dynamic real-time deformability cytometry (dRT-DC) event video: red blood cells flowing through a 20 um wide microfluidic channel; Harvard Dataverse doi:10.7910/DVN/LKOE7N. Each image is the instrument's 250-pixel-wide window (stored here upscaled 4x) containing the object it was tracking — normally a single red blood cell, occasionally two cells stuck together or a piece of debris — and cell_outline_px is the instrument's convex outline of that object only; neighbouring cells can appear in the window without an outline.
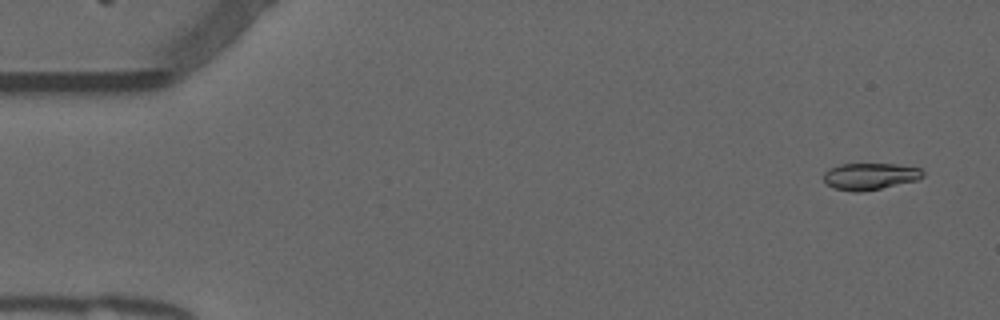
{"species": "common noctule bat (a hibernating species)", "species_latin": "Nyctalus noctula", "temperature_condition": "warm", "stored_images_in_passage": 54, "camera_frame_rate_fps": 3000, "um_per_image_px": 0.085, "animal": {"sex": "male", "forearm_length_mm": 52.5}, "frame": {"image": 1, "passage_image": 3, "time_ms": 0.667, "image_size_px": [1000, 320], "cell_outline_px": [[924, 176], [916, 180], [880, 188], [860, 192], [852, 192], [832, 188], [824, 180], [824, 172], [828, 168], [840, 164], [896, 164], [920, 168], [924, 172]], "centroid_in_image_um": [73.92, 14.98], "position_along_channel_um": 11.1, "area_um2": 15.43}}
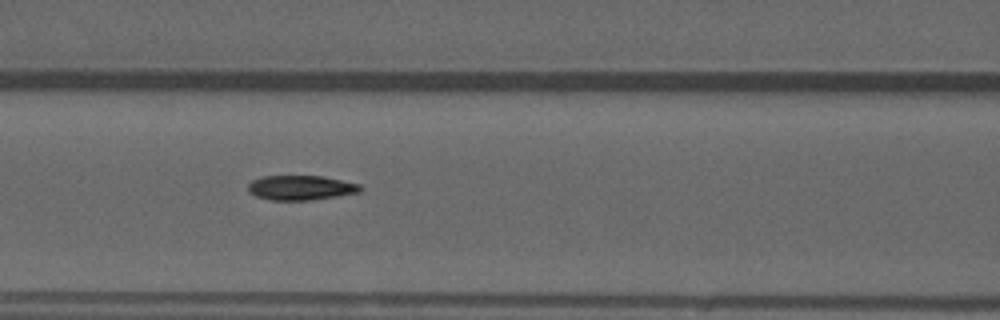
{"frame": {"image": 2, "passage_image": 23, "time_ms": 7.333, "image_size_px": [1000, 320], "cell_outline_px": [[364, 188], [360, 192], [336, 196], [308, 200], [272, 200], [256, 196], [248, 192], [248, 184], [252, 180], [264, 176], [324, 176], [360, 184]], "centroid_in_image_um": [25.58, 15.95], "position_along_channel_um": 141.0, "area_um2": 16.13}}
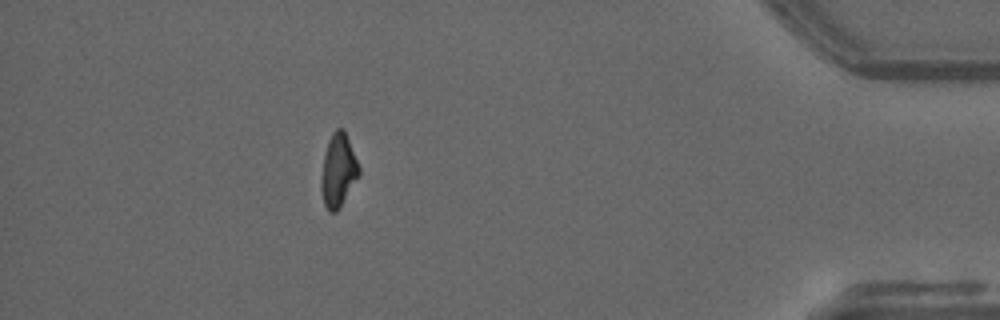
{"frame": {"image": 3, "passage_image": 48, "time_ms": 15.667, "image_size_px": [1000, 320], "cell_outline_px": [[360, 176], [340, 208], [336, 212], [328, 212], [324, 204], [320, 184], [320, 180], [324, 156], [328, 140], [332, 132], [336, 128], [344, 128], [360, 168]], "centroid_in_image_um": [28.76, 14.5], "position_along_channel_um": 406.4, "area_um2": 16.36}, "authors_computed_cell_mechanics": {"area_um2": 16.2418, "velocity_mm_per_s": 3.8315, "shape_relaxation_time_tau1_ms": 5.2358, "shape_relaxation_time_tau2_ms": 2.5196, "deformation_change_tau1": 0.215, "deformation_change_tau2": 0.0664}}